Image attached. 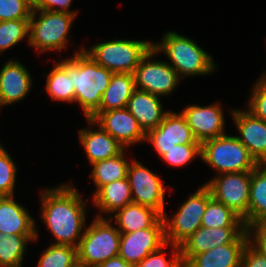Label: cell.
I'll return each instance as SVG.
<instances>
[{"label":"cell","instance_id":"cell-13","mask_svg":"<svg viewBox=\"0 0 266 267\" xmlns=\"http://www.w3.org/2000/svg\"><path fill=\"white\" fill-rule=\"evenodd\" d=\"M166 243L163 217L151 228L121 233L119 256L126 262L138 264L149 253Z\"/></svg>","mask_w":266,"mask_h":267},{"label":"cell","instance_id":"cell-21","mask_svg":"<svg viewBox=\"0 0 266 267\" xmlns=\"http://www.w3.org/2000/svg\"><path fill=\"white\" fill-rule=\"evenodd\" d=\"M79 139L91 165L98 161L117 156L125 150L123 145L100 126L95 131L90 128L81 129L79 131Z\"/></svg>","mask_w":266,"mask_h":267},{"label":"cell","instance_id":"cell-29","mask_svg":"<svg viewBox=\"0 0 266 267\" xmlns=\"http://www.w3.org/2000/svg\"><path fill=\"white\" fill-rule=\"evenodd\" d=\"M36 235H4L0 233V267H22L27 243Z\"/></svg>","mask_w":266,"mask_h":267},{"label":"cell","instance_id":"cell-26","mask_svg":"<svg viewBox=\"0 0 266 267\" xmlns=\"http://www.w3.org/2000/svg\"><path fill=\"white\" fill-rule=\"evenodd\" d=\"M266 222V164L251 172L248 227Z\"/></svg>","mask_w":266,"mask_h":267},{"label":"cell","instance_id":"cell-39","mask_svg":"<svg viewBox=\"0 0 266 267\" xmlns=\"http://www.w3.org/2000/svg\"><path fill=\"white\" fill-rule=\"evenodd\" d=\"M240 267H266V258L248 242L241 256Z\"/></svg>","mask_w":266,"mask_h":267},{"label":"cell","instance_id":"cell-27","mask_svg":"<svg viewBox=\"0 0 266 267\" xmlns=\"http://www.w3.org/2000/svg\"><path fill=\"white\" fill-rule=\"evenodd\" d=\"M124 150L117 156L92 164V179L96 191L103 185L127 178L129 162L125 160Z\"/></svg>","mask_w":266,"mask_h":267},{"label":"cell","instance_id":"cell-32","mask_svg":"<svg viewBox=\"0 0 266 267\" xmlns=\"http://www.w3.org/2000/svg\"><path fill=\"white\" fill-rule=\"evenodd\" d=\"M29 35V19L0 21V53Z\"/></svg>","mask_w":266,"mask_h":267},{"label":"cell","instance_id":"cell-22","mask_svg":"<svg viewBox=\"0 0 266 267\" xmlns=\"http://www.w3.org/2000/svg\"><path fill=\"white\" fill-rule=\"evenodd\" d=\"M135 89L132 73H113L99 108L89 118L93 120L103 111L126 108Z\"/></svg>","mask_w":266,"mask_h":267},{"label":"cell","instance_id":"cell-24","mask_svg":"<svg viewBox=\"0 0 266 267\" xmlns=\"http://www.w3.org/2000/svg\"><path fill=\"white\" fill-rule=\"evenodd\" d=\"M115 213L113 220L118 223L120 233L151 228L163 217L158 211L135 203L128 204Z\"/></svg>","mask_w":266,"mask_h":267},{"label":"cell","instance_id":"cell-18","mask_svg":"<svg viewBox=\"0 0 266 267\" xmlns=\"http://www.w3.org/2000/svg\"><path fill=\"white\" fill-rule=\"evenodd\" d=\"M32 77L17 60H9L0 70V106L21 101L32 87Z\"/></svg>","mask_w":266,"mask_h":267},{"label":"cell","instance_id":"cell-10","mask_svg":"<svg viewBox=\"0 0 266 267\" xmlns=\"http://www.w3.org/2000/svg\"><path fill=\"white\" fill-rule=\"evenodd\" d=\"M158 54L153 48L141 59L133 72L135 88L157 96H166L174 91L180 77L167 62L151 60Z\"/></svg>","mask_w":266,"mask_h":267},{"label":"cell","instance_id":"cell-15","mask_svg":"<svg viewBox=\"0 0 266 267\" xmlns=\"http://www.w3.org/2000/svg\"><path fill=\"white\" fill-rule=\"evenodd\" d=\"M151 142L162 157L174 145L201 144L194 138L185 117L180 112L168 111L159 126L146 134V140Z\"/></svg>","mask_w":266,"mask_h":267},{"label":"cell","instance_id":"cell-20","mask_svg":"<svg viewBox=\"0 0 266 267\" xmlns=\"http://www.w3.org/2000/svg\"><path fill=\"white\" fill-rule=\"evenodd\" d=\"M12 196L0 198V233L4 235H36L35 220Z\"/></svg>","mask_w":266,"mask_h":267},{"label":"cell","instance_id":"cell-33","mask_svg":"<svg viewBox=\"0 0 266 267\" xmlns=\"http://www.w3.org/2000/svg\"><path fill=\"white\" fill-rule=\"evenodd\" d=\"M17 167L11 156L0 144V195L12 196Z\"/></svg>","mask_w":266,"mask_h":267},{"label":"cell","instance_id":"cell-42","mask_svg":"<svg viewBox=\"0 0 266 267\" xmlns=\"http://www.w3.org/2000/svg\"><path fill=\"white\" fill-rule=\"evenodd\" d=\"M32 10H35L40 0H23Z\"/></svg>","mask_w":266,"mask_h":267},{"label":"cell","instance_id":"cell-23","mask_svg":"<svg viewBox=\"0 0 266 267\" xmlns=\"http://www.w3.org/2000/svg\"><path fill=\"white\" fill-rule=\"evenodd\" d=\"M247 243H228L194 255L185 267H240Z\"/></svg>","mask_w":266,"mask_h":267},{"label":"cell","instance_id":"cell-25","mask_svg":"<svg viewBox=\"0 0 266 267\" xmlns=\"http://www.w3.org/2000/svg\"><path fill=\"white\" fill-rule=\"evenodd\" d=\"M93 202L100 212L114 213L133 203L131 188L127 178L101 186L93 194Z\"/></svg>","mask_w":266,"mask_h":267},{"label":"cell","instance_id":"cell-36","mask_svg":"<svg viewBox=\"0 0 266 267\" xmlns=\"http://www.w3.org/2000/svg\"><path fill=\"white\" fill-rule=\"evenodd\" d=\"M248 104V112L266 122V73L256 82Z\"/></svg>","mask_w":266,"mask_h":267},{"label":"cell","instance_id":"cell-8","mask_svg":"<svg viewBox=\"0 0 266 267\" xmlns=\"http://www.w3.org/2000/svg\"><path fill=\"white\" fill-rule=\"evenodd\" d=\"M211 197L210 189L204 184L179 207L172 218L164 214L165 241L180 246L200 228Z\"/></svg>","mask_w":266,"mask_h":267},{"label":"cell","instance_id":"cell-3","mask_svg":"<svg viewBox=\"0 0 266 267\" xmlns=\"http://www.w3.org/2000/svg\"><path fill=\"white\" fill-rule=\"evenodd\" d=\"M162 38L161 42L153 43L152 48L157 53L164 52L179 77L206 75L216 68L212 56L192 39L172 31H168Z\"/></svg>","mask_w":266,"mask_h":267},{"label":"cell","instance_id":"cell-31","mask_svg":"<svg viewBox=\"0 0 266 267\" xmlns=\"http://www.w3.org/2000/svg\"><path fill=\"white\" fill-rule=\"evenodd\" d=\"M37 267H77V248L71 245L52 244L39 258Z\"/></svg>","mask_w":266,"mask_h":267},{"label":"cell","instance_id":"cell-37","mask_svg":"<svg viewBox=\"0 0 266 267\" xmlns=\"http://www.w3.org/2000/svg\"><path fill=\"white\" fill-rule=\"evenodd\" d=\"M31 12L23 0H0V21L30 19Z\"/></svg>","mask_w":266,"mask_h":267},{"label":"cell","instance_id":"cell-30","mask_svg":"<svg viewBox=\"0 0 266 267\" xmlns=\"http://www.w3.org/2000/svg\"><path fill=\"white\" fill-rule=\"evenodd\" d=\"M201 226L209 228L246 227L243 219L238 214L213 196L207 203Z\"/></svg>","mask_w":266,"mask_h":267},{"label":"cell","instance_id":"cell-12","mask_svg":"<svg viewBox=\"0 0 266 267\" xmlns=\"http://www.w3.org/2000/svg\"><path fill=\"white\" fill-rule=\"evenodd\" d=\"M246 227L209 228L201 226L180 245L181 261L185 265L194 255L228 243H248Z\"/></svg>","mask_w":266,"mask_h":267},{"label":"cell","instance_id":"cell-34","mask_svg":"<svg viewBox=\"0 0 266 267\" xmlns=\"http://www.w3.org/2000/svg\"><path fill=\"white\" fill-rule=\"evenodd\" d=\"M172 247L174 254L171 259L167 261L164 256L166 247ZM136 267H182L180 246L165 243L157 251L149 253L141 262L135 265Z\"/></svg>","mask_w":266,"mask_h":267},{"label":"cell","instance_id":"cell-38","mask_svg":"<svg viewBox=\"0 0 266 267\" xmlns=\"http://www.w3.org/2000/svg\"><path fill=\"white\" fill-rule=\"evenodd\" d=\"M247 232L249 243L266 258V222L247 227Z\"/></svg>","mask_w":266,"mask_h":267},{"label":"cell","instance_id":"cell-5","mask_svg":"<svg viewBox=\"0 0 266 267\" xmlns=\"http://www.w3.org/2000/svg\"><path fill=\"white\" fill-rule=\"evenodd\" d=\"M201 159L220 174L252 171L259 165L236 136L226 134L204 141Z\"/></svg>","mask_w":266,"mask_h":267},{"label":"cell","instance_id":"cell-35","mask_svg":"<svg viewBox=\"0 0 266 267\" xmlns=\"http://www.w3.org/2000/svg\"><path fill=\"white\" fill-rule=\"evenodd\" d=\"M196 156L201 158V144L174 145L161 158L168 164L179 167L188 164Z\"/></svg>","mask_w":266,"mask_h":267},{"label":"cell","instance_id":"cell-4","mask_svg":"<svg viewBox=\"0 0 266 267\" xmlns=\"http://www.w3.org/2000/svg\"><path fill=\"white\" fill-rule=\"evenodd\" d=\"M95 218L77 247L78 265L82 267H98L119 254L121 233L110 224L112 216L109 220L99 214Z\"/></svg>","mask_w":266,"mask_h":267},{"label":"cell","instance_id":"cell-6","mask_svg":"<svg viewBox=\"0 0 266 267\" xmlns=\"http://www.w3.org/2000/svg\"><path fill=\"white\" fill-rule=\"evenodd\" d=\"M153 42L113 40L96 44L84 51L102 67L112 73H132L141 59L152 49Z\"/></svg>","mask_w":266,"mask_h":267},{"label":"cell","instance_id":"cell-14","mask_svg":"<svg viewBox=\"0 0 266 267\" xmlns=\"http://www.w3.org/2000/svg\"><path fill=\"white\" fill-rule=\"evenodd\" d=\"M89 124L100 126L124 147L146 140V134L127 108L100 112Z\"/></svg>","mask_w":266,"mask_h":267},{"label":"cell","instance_id":"cell-9","mask_svg":"<svg viewBox=\"0 0 266 267\" xmlns=\"http://www.w3.org/2000/svg\"><path fill=\"white\" fill-rule=\"evenodd\" d=\"M251 172H231L218 174L208 182L212 196L231 208L248 227V209L250 199Z\"/></svg>","mask_w":266,"mask_h":267},{"label":"cell","instance_id":"cell-1","mask_svg":"<svg viewBox=\"0 0 266 267\" xmlns=\"http://www.w3.org/2000/svg\"><path fill=\"white\" fill-rule=\"evenodd\" d=\"M41 219L61 245L78 247L83 236L86 205L78 190L63 184L41 194Z\"/></svg>","mask_w":266,"mask_h":267},{"label":"cell","instance_id":"cell-19","mask_svg":"<svg viewBox=\"0 0 266 267\" xmlns=\"http://www.w3.org/2000/svg\"><path fill=\"white\" fill-rule=\"evenodd\" d=\"M126 108L145 134L157 128L168 113L163 111L159 96L139 89L133 91Z\"/></svg>","mask_w":266,"mask_h":267},{"label":"cell","instance_id":"cell-17","mask_svg":"<svg viewBox=\"0 0 266 267\" xmlns=\"http://www.w3.org/2000/svg\"><path fill=\"white\" fill-rule=\"evenodd\" d=\"M239 136L237 139L248 149L259 164H266V122L247 110H232Z\"/></svg>","mask_w":266,"mask_h":267},{"label":"cell","instance_id":"cell-7","mask_svg":"<svg viewBox=\"0 0 266 267\" xmlns=\"http://www.w3.org/2000/svg\"><path fill=\"white\" fill-rule=\"evenodd\" d=\"M37 11L39 17L36 19ZM75 17L65 12L32 10L28 36L30 46L39 52L61 51L67 45V34Z\"/></svg>","mask_w":266,"mask_h":267},{"label":"cell","instance_id":"cell-2","mask_svg":"<svg viewBox=\"0 0 266 267\" xmlns=\"http://www.w3.org/2000/svg\"><path fill=\"white\" fill-rule=\"evenodd\" d=\"M67 72L74 85L75 102L81 105L87 119L99 108L113 73L97 64L82 48L67 59Z\"/></svg>","mask_w":266,"mask_h":267},{"label":"cell","instance_id":"cell-16","mask_svg":"<svg viewBox=\"0 0 266 267\" xmlns=\"http://www.w3.org/2000/svg\"><path fill=\"white\" fill-rule=\"evenodd\" d=\"M197 142L201 144L209 139L224 135L225 120L219 103L205 107L189 105L181 111Z\"/></svg>","mask_w":266,"mask_h":267},{"label":"cell","instance_id":"cell-11","mask_svg":"<svg viewBox=\"0 0 266 267\" xmlns=\"http://www.w3.org/2000/svg\"><path fill=\"white\" fill-rule=\"evenodd\" d=\"M127 179L133 203L150 207L162 216L165 214V188L158 175L140 162L133 160L128 167Z\"/></svg>","mask_w":266,"mask_h":267},{"label":"cell","instance_id":"cell-28","mask_svg":"<svg viewBox=\"0 0 266 267\" xmlns=\"http://www.w3.org/2000/svg\"><path fill=\"white\" fill-rule=\"evenodd\" d=\"M46 91L56 101H75V89L72 78L67 72V59L56 63L47 75Z\"/></svg>","mask_w":266,"mask_h":267},{"label":"cell","instance_id":"cell-41","mask_svg":"<svg viewBox=\"0 0 266 267\" xmlns=\"http://www.w3.org/2000/svg\"><path fill=\"white\" fill-rule=\"evenodd\" d=\"M98 267H136L134 264L126 262L119 255L106 260L104 263L100 264Z\"/></svg>","mask_w":266,"mask_h":267},{"label":"cell","instance_id":"cell-40","mask_svg":"<svg viewBox=\"0 0 266 267\" xmlns=\"http://www.w3.org/2000/svg\"><path fill=\"white\" fill-rule=\"evenodd\" d=\"M72 3V0H40L39 5L35 10H46V11H53V12H65V13H70L76 14L78 12H73L72 10L70 11L69 7ZM58 6V8H55Z\"/></svg>","mask_w":266,"mask_h":267}]
</instances>
